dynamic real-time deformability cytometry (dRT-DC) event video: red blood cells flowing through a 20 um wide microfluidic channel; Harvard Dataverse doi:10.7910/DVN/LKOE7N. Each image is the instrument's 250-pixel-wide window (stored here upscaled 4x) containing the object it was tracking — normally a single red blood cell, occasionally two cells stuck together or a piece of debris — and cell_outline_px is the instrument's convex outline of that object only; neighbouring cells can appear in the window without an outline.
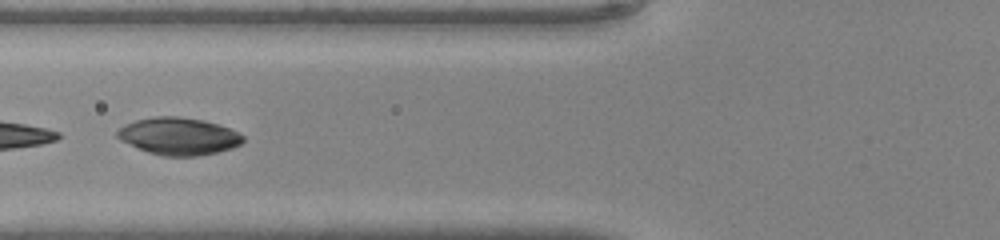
{"species": "common noctule bat (a hibernating species)", "species_latin": "Nyctalus noctula", "temperature_condition": "warm", "stored_images_in_passage": 21, "camera_frame_rate_fps": 3000, "um_per_image_px": 0.085, "animal": {"sex": "male", "body_mass_g": 20.0, "forearm_length_mm": 53.3}, "frame": {"image": 1, "passage_image": 19, "time_ms": 6.0, "image_size_px": [1000, 240], "cell_outline_px": [[244, 140], [240, 144], [232, 148], [216, 152], [196, 156], [160, 156], [148, 152], [120, 140], [116, 136], [116, 132], [124, 124], [136, 120], [156, 116], [176, 116], [204, 120], [228, 128], [244, 136]], "centroid_in_image_um": [15.16, 11.58], "position_along_channel_um": 110.6, "area_um2": 27.17}}